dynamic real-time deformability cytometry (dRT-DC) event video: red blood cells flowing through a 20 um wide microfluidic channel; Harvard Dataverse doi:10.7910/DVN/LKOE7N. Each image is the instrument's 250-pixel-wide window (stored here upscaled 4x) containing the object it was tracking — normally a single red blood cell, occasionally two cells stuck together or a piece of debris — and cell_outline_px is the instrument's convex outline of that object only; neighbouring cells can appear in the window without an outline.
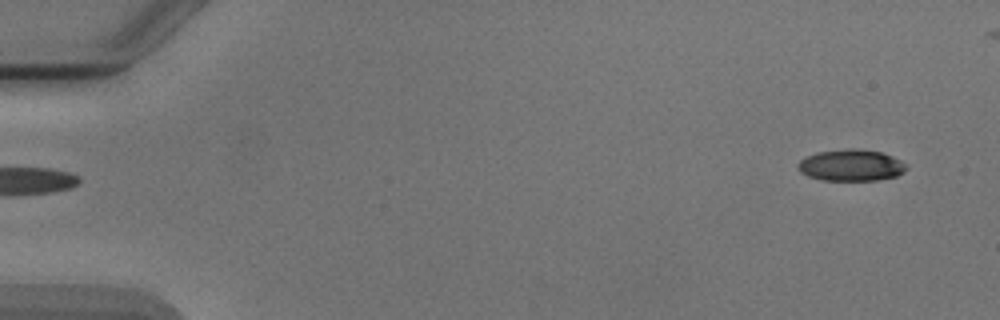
{"species": "Egyptian fruit bat (a non-hibernating species)", "species_latin": "Rousettus aegyptiacus", "temperature_condition": "cold", "stored_images_in_passage": 5, "segment_of_instrument_passage": [2, 2], "camera_frame_rate_fps": 3000, "um_per_image_px": 0.085, "animal": {"sex": "male"}, "frame": {"image": 1, "passage_image": 5, "time_ms": 4.667, "image_size_px": [1000, 320], "cell_outline_px": [[908, 168], [904, 172], [896, 176], [876, 180], [824, 180], [808, 176], [800, 172], [796, 164], [800, 160], [816, 152], [848, 148], [856, 148], [880, 152], [892, 156], [908, 164]], "centroid_in_image_um": [72.35, 14.04], "position_along_channel_um": 12.6, "area_um2": 20.0}}